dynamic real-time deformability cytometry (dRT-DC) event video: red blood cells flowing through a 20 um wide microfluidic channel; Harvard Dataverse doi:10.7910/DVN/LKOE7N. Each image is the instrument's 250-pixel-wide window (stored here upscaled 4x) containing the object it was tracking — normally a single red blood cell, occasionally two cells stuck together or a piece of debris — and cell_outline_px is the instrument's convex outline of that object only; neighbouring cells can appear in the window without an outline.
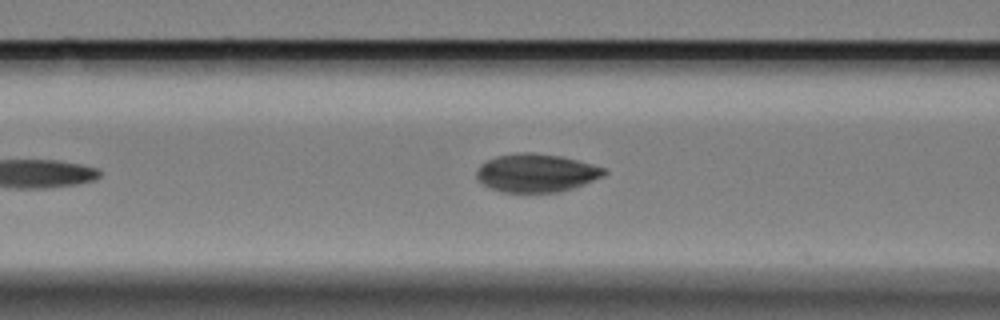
{"species": "Egyptian fruit bat (a non-hibernating species)", "species_latin": "Rousettus aegyptiacus", "temperature_condition": "cold", "stored_images_in_passage": 23, "camera_frame_rate_fps": 3000, "um_per_image_px": 0.085, "animal": {"sex": "female"}, "frame": {"image": 1, "passage_image": 3, "time_ms": 0.667, "image_size_px": [1000, 320], "cell_outline_px": [[608, 172], [604, 176], [584, 184], [560, 192], [504, 192], [492, 188], [476, 180], [476, 172], [480, 164], [484, 160], [496, 156], [516, 152], [532, 152], [560, 156], [592, 164], [604, 168]], "centroid_in_image_um": [45.55, 14.69], "position_along_channel_um": 121.0, "area_um2": 28.55}}
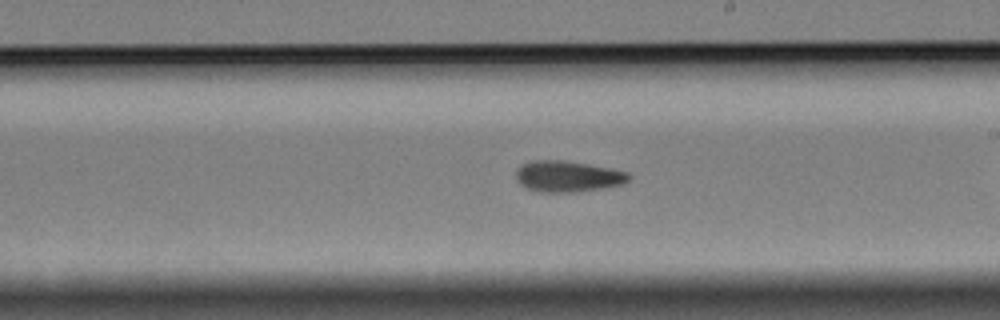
{"frame": {"image": 2, "passage_image": 10, "time_ms": 3.0, "image_size_px": [1000, 320], "cell_outline_px": [[632, 176], [624, 184], [604, 188], [576, 192], [540, 192], [528, 188], [520, 184], [516, 180], [516, 168], [532, 160], [564, 160], [612, 168], [628, 172]], "centroid_in_image_um": [48.28, 14.99], "position_along_channel_um": 240.7, "area_um2": 20.63}}
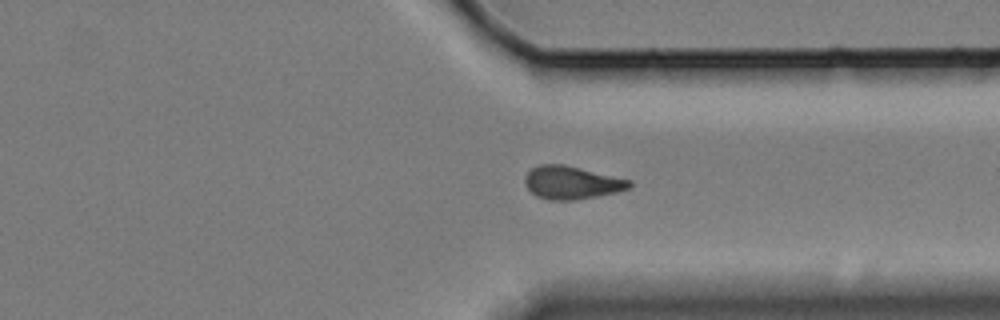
{"frame": {"image": 3, "passage_image": 21, "time_ms": 6.667, "image_size_px": [1000, 320], "cell_outline_px": [[632, 184], [628, 188], [616, 192], [576, 200], [548, 200], [536, 196], [524, 184], [524, 176], [532, 168], [540, 164], [564, 164], [632, 180]], "centroid_in_image_um": [48.57, 15.52], "position_along_channel_um": 362.8, "area_um2": 20.11}}